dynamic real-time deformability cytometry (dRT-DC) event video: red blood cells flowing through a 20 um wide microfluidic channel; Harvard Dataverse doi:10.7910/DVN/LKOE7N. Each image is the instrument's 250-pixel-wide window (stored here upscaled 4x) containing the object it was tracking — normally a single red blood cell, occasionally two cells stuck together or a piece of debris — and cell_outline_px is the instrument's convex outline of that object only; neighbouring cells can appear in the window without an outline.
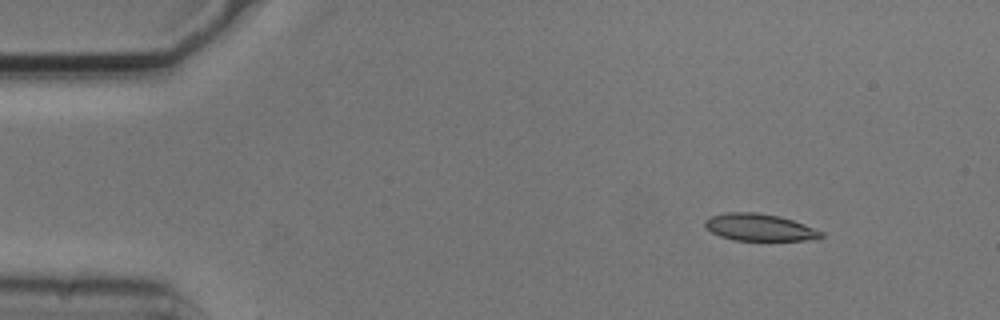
{"species": "common noctule bat (a hibernating species)", "species_latin": "Nyctalus noctula", "temperature_condition": "cold", "stored_images_in_passage": 4, "camera_frame_rate_fps": 3000, "um_per_image_px": 0.085, "animal": {"sex": "male", "body_mass_g": 20.5, "forearm_length_mm": 52.5}, "frame": {"image": 1, "passage_image": 1, "time_ms": 0.0, "image_size_px": [1000, 320], "cell_outline_px": [[824, 236], [804, 240], [732, 240], [720, 236], [712, 232], [704, 224], [704, 220], [712, 216], [728, 212], [756, 212], [780, 216], [804, 224], [824, 232]], "centroid_in_image_um": [64.55, 19.32], "position_along_channel_um": 20.5, "area_um2": 18.15}}
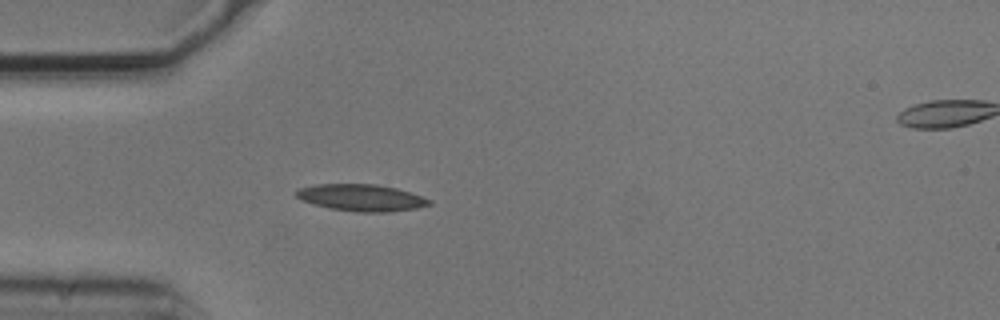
{"frame": {"image": 2, "passage_image": 3, "time_ms": 0.667, "image_size_px": [1000, 320], "cell_outline_px": [[432, 204], [416, 208], [388, 212], [356, 212], [328, 208], [300, 200], [296, 196], [296, 192], [300, 188], [316, 184], [376, 184], [396, 188], [432, 200]], "centroid_in_image_um": [30.7, 16.81], "position_along_channel_um": 54.3, "area_um2": 20.69}}